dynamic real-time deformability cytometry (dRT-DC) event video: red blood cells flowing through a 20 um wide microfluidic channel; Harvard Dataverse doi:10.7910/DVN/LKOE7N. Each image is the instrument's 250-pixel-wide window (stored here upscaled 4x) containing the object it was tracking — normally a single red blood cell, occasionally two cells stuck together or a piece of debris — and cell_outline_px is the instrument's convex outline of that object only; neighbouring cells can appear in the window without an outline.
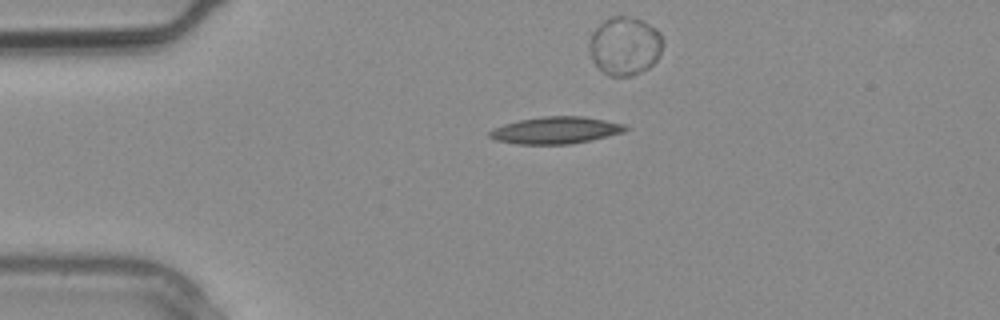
{"species": "common noctule bat (a hibernating species)", "species_latin": "Nyctalus noctula", "temperature_condition": "warm", "stored_images_in_passage": 2, "camera_frame_rate_fps": 3000, "um_per_image_px": 0.085, "animal": {"sex": "male", "body_mass_g": 20.4}, "frame": {"image": 1, "passage_image": 1, "time_ms": 0.0, "image_size_px": [1000, 320], "cell_outline_px": [[628, 128], [620, 132], [608, 136], [592, 140], [572, 144], [516, 144], [496, 140], [488, 136], [488, 132], [492, 128], [504, 124], [520, 120], [544, 116], [584, 116], [624, 124]], "centroid_in_image_um": [47.2, 11.07], "position_along_channel_um": 37.8, "area_um2": 21.27}}